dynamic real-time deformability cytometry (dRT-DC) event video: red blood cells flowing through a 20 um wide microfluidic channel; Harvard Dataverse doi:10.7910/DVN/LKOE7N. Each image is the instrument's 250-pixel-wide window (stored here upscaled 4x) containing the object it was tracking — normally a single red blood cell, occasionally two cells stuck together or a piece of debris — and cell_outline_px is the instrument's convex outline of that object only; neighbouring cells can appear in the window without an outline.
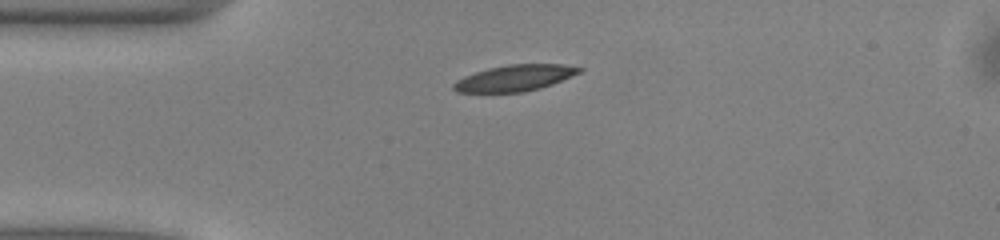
{"species": "common noctule bat (a hibernating species)", "species_latin": "Nyctalus noctula", "temperature_condition": "warm", "stored_images_in_passage": 30, "camera_frame_rate_fps": 3000, "um_per_image_px": 0.085, "animal": {"sex": "male", "body_mass_g": 13.0, "forearm_length_mm": 53.1}, "frame": {"image": 1, "passage_image": 1, "time_ms": 0.0, "image_size_px": [1000, 240], "cell_outline_px": [[584, 68], [580, 72], [552, 84], [540, 88], [524, 92], [456, 92], [452, 88], [452, 84], [456, 80], [464, 76], [488, 68], [508, 64], [564, 64]], "centroid_in_image_um": [43.74, 6.63], "position_along_channel_um": 41.3, "area_um2": 19.13}}
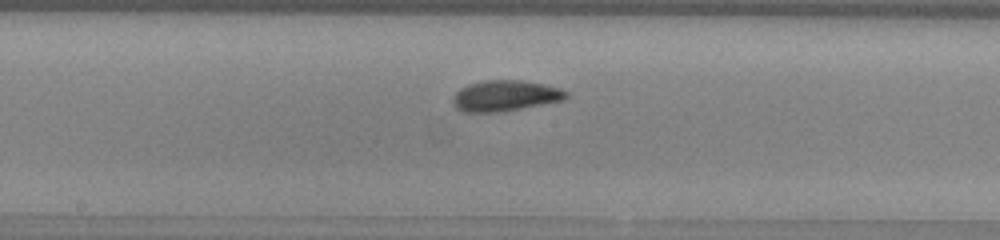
{"frame": {"image": 2, "passage_image": 15, "time_ms": 4.667, "image_size_px": [1000, 240], "cell_outline_px": [[568, 96], [564, 100], [500, 112], [464, 112], [456, 108], [452, 104], [452, 96], [460, 88], [468, 84], [484, 80], [520, 80], [544, 84], [560, 88], [568, 92]], "centroid_in_image_um": [42.91, 8.14], "position_along_channel_um": 205.3, "area_um2": 20.46}}
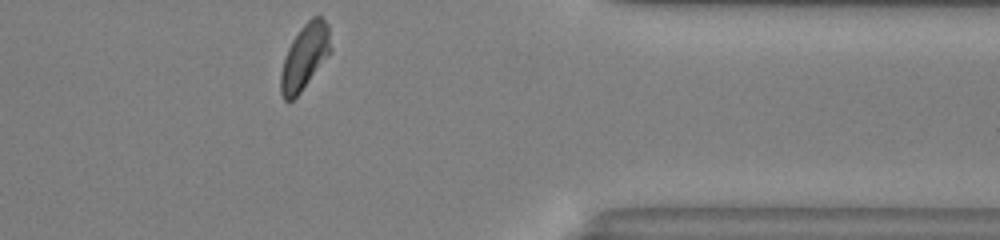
{"frame": {"image": 3, "passage_image": 30, "time_ms": 9.667, "image_size_px": [1000, 240], "cell_outline_px": [[332, 52], [300, 92], [292, 100], [284, 100], [280, 92], [280, 72], [288, 48], [292, 40], [300, 28], [312, 16], [320, 16], [328, 24], [332, 48]], "centroid_in_image_um": [25.91, 4.81], "position_along_channel_um": 385.5, "area_um2": 19.02}, "authors_computed_cell_mechanics": {"area_um2": 19.5075, "velocity_mm_per_s": 4.002, "shape_relaxation_time_tau1_ms": 3.3386, "shape_relaxation_time_tau2_ms": 2.3371, "deformation_change_tau1": 0.15, "deformation_change_tau2": 0.0844}}